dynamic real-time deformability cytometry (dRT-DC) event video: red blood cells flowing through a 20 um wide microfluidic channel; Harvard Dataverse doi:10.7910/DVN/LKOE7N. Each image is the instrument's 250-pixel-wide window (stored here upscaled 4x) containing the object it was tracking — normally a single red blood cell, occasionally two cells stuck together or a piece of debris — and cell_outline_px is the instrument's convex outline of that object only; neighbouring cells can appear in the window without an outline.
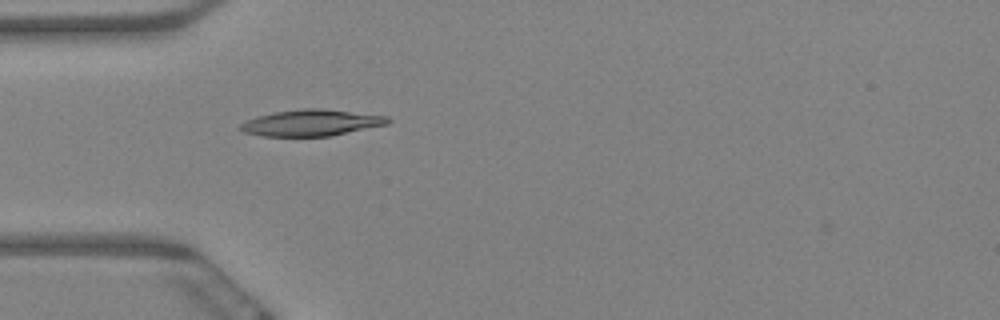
{"species": "Egyptian fruit bat (a non-hibernating species)", "species_latin": "Rousettus aegyptiacus", "temperature_condition": "warm", "stored_images_in_passage": 43, "camera_frame_rate_fps": 3000, "um_per_image_px": 0.085, "animal": {"sex": "female"}, "frame": {"image": 1, "passage_image": 1, "time_ms": 0.0, "image_size_px": [1000, 320], "cell_outline_px": [[392, 120], [388, 124], [332, 136], [264, 136], [244, 132], [236, 128], [244, 120], [256, 116], [276, 112], [304, 108], [320, 108], [388, 116]], "centroid_in_image_um": [26.45, 10.44], "position_along_channel_um": 58.6, "area_um2": 22.77}}
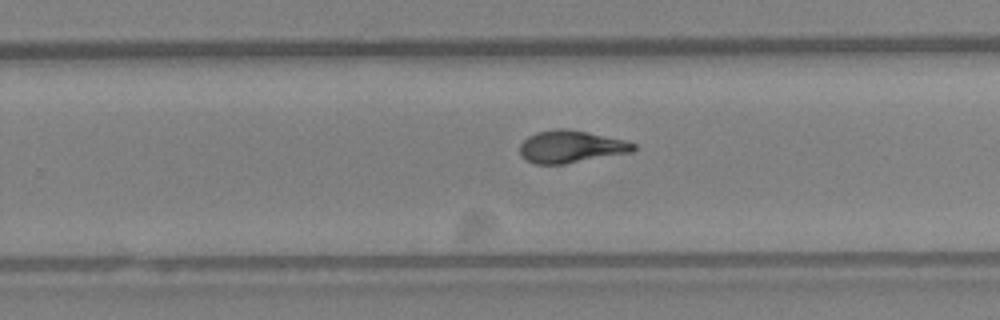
{"frame": {"image": 2, "passage_image": 21, "time_ms": 6.667, "image_size_px": [1000, 320], "cell_outline_px": [[636, 148], [632, 152], [564, 164], [536, 164], [524, 160], [520, 156], [520, 144], [528, 136], [536, 132], [556, 128], [564, 128], [588, 132], [624, 140], [636, 144]], "centroid_in_image_um": [48.49, 12.47], "position_along_channel_um": 281.3, "area_um2": 21.5}}
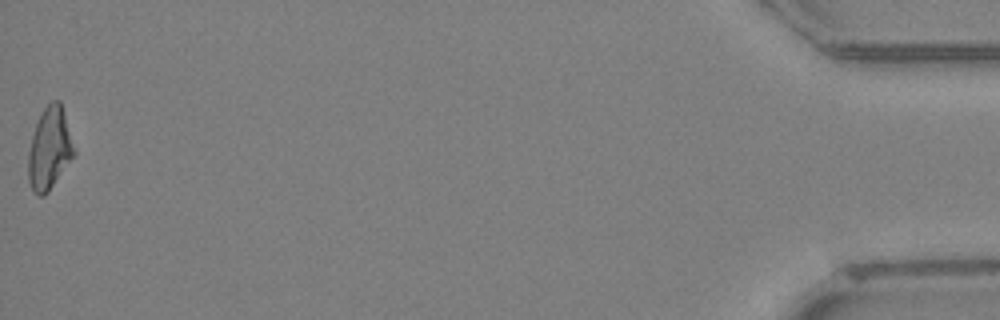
{"frame": {"image": 3, "passage_image": 43, "time_ms": 14.0, "image_size_px": [1000, 320], "cell_outline_px": [[76, 152], [48, 192], [44, 196], [36, 196], [28, 180], [28, 152], [32, 136], [36, 124], [44, 108], [52, 100], [60, 100], [76, 148]], "centroid_in_image_um": [4.22, 12.63], "position_along_channel_um": 431.0, "area_um2": 21.85}, "authors_computed_cell_mechanics": {"area_um2": 21.386, "velocity_mm_per_s": 3.3972, "shape_relaxation_time_tau1_ms": null, "shape_relaxation_time_tau2_ms": 2.1798, "deformation_change_tau1": null, "deformation_change_tau2": 0.0741}}